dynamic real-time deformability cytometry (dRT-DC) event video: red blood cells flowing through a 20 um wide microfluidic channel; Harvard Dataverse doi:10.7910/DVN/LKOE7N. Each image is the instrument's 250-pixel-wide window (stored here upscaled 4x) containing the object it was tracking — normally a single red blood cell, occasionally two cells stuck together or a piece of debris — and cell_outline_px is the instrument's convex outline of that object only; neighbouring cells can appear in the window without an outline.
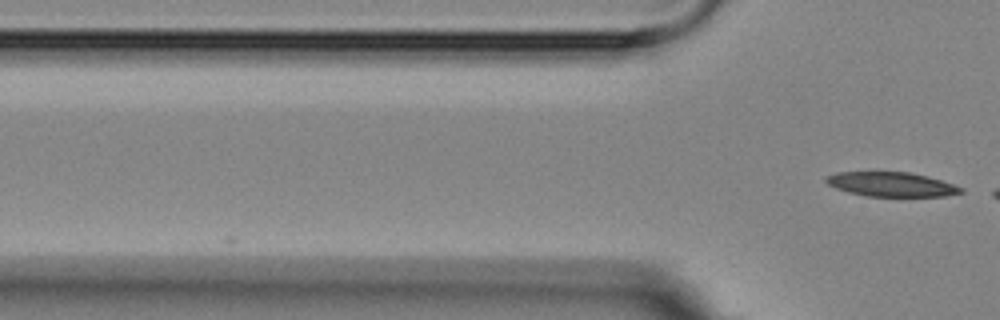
{"species": "Egyptian fruit bat (a non-hibernating species)", "species_latin": "Rousettus aegyptiacus", "temperature_condition": "room temperature", "stored_images_in_passage": 4, "camera_frame_rate_fps": 3000, "um_per_image_px": 0.085, "animal": {"sex": "female"}, "frame": {"image": 1, "passage_image": 4, "time_ms": 3.667, "image_size_px": [1000, 320], "cell_outline_px": [[964, 192], [944, 196], [868, 196], [848, 192], [836, 188], [828, 184], [824, 180], [824, 176], [836, 172], [908, 172], [928, 176], [964, 188]], "centroid_in_image_um": [75.74, 15.66], "position_along_channel_um": 50.1, "area_um2": 19.13}}